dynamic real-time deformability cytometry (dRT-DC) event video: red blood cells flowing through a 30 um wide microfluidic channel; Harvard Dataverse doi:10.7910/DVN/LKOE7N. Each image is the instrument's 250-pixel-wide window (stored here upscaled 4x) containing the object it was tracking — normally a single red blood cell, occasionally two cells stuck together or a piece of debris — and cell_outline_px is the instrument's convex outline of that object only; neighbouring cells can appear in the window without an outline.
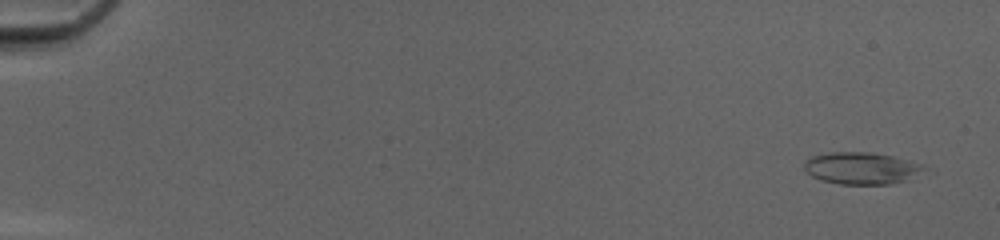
{"species": "common noctule bat (a hibernating species)", "species_latin": "Nyctalus noctula", "temperature_condition": "cold", "stored_images_in_passage": 9, "camera_frame_rate_fps": 3000, "um_per_image_px": 0.085, "animal": {"sex": "female", "body_mass_g": 20.0, "forearm_length_mm": 54.0}, "frame": {"image": 1, "passage_image": 3, "time_ms": 0.667, "image_size_px": [1000, 240], "cell_outline_px": [[924, 168], [904, 180], [892, 184], [840, 184], [820, 180], [812, 176], [804, 168], [804, 164], [812, 156], [828, 152], [872, 152], [892, 156], [924, 164]], "centroid_in_image_um": [73.17, 14.29], "position_along_channel_um": 11.8, "area_um2": 21.96}}